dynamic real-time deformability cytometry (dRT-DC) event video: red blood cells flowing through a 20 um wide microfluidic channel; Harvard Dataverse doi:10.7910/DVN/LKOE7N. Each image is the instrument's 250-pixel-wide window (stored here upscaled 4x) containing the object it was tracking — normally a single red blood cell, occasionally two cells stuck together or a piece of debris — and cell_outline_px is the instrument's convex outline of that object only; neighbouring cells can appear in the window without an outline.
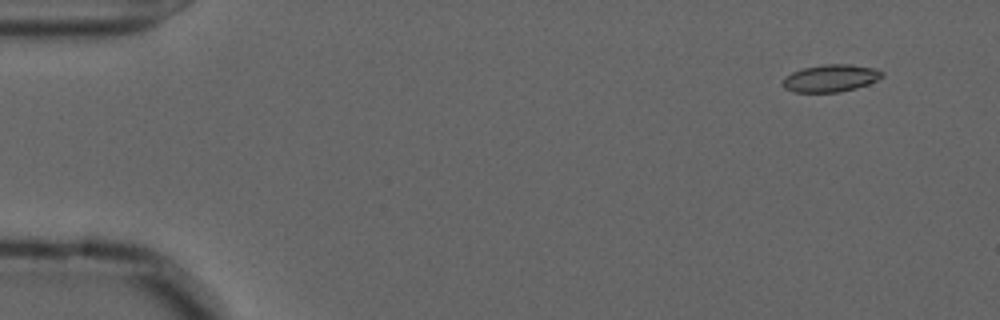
{"species": "common noctule bat (a hibernating species)", "species_latin": "Nyctalus noctula", "temperature_condition": "cold", "stored_images_in_passage": 53, "camera_frame_rate_fps": 3000, "um_per_image_px": 0.085, "animal": {"sex": "male", "forearm_length_mm": 52.5}, "frame": {"image": 1, "passage_image": 1, "time_ms": 0.0, "image_size_px": [1000, 320], "cell_outline_px": [[884, 76], [868, 84], [856, 88], [840, 92], [796, 92], [784, 88], [784, 76], [792, 72], [804, 68], [824, 64], [852, 64], [876, 68], [884, 72]], "centroid_in_image_um": [70.65, 6.64], "position_along_channel_um": 14.4, "area_um2": 15.84}}
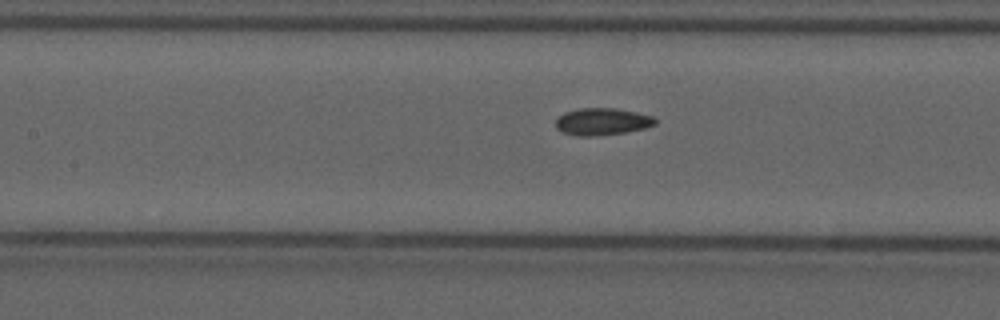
{"frame": {"image": 2, "passage_image": 22, "time_ms": 7.0, "image_size_px": [1000, 320], "cell_outline_px": [[656, 124], [644, 128], [624, 132], [592, 136], [576, 136], [560, 132], [556, 128], [556, 120], [564, 112], [576, 108], [616, 108], [636, 112], [652, 116], [656, 120]], "centroid_in_image_um": [51.14, 10.33], "position_along_channel_um": 156.3, "area_um2": 15.72}}
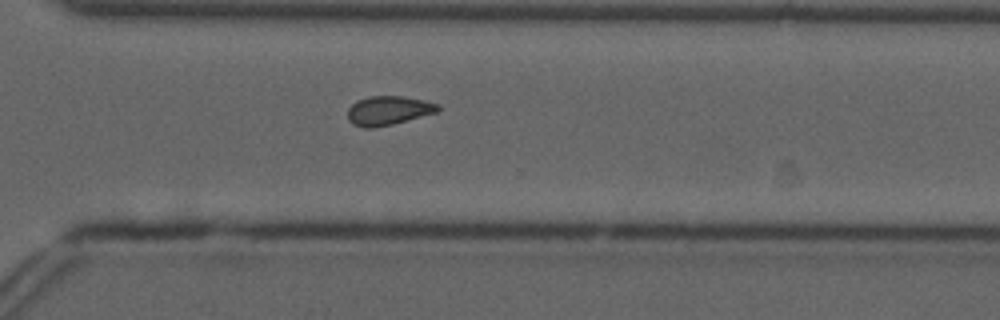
{"frame": {"image": 3, "passage_image": 37, "time_ms": 12.0, "image_size_px": [1000, 320], "cell_outline_px": [[440, 112], [392, 124], [372, 128], [364, 128], [352, 124], [348, 120], [348, 108], [356, 100], [372, 96], [404, 96], [440, 104]], "centroid_in_image_um": [33.03, 9.4], "position_along_channel_um": 337.6, "area_um2": 15.43}, "authors_computed_cell_mechanics": {"area_um2": 15.5482, "velocity_mm_per_s": 3.6376, "shape_relaxation_time_tau1_ms": null, "shape_relaxation_time_tau2_ms": 3.8877, "deformation_change_tau1": null, "deformation_change_tau2": 0.0863}}